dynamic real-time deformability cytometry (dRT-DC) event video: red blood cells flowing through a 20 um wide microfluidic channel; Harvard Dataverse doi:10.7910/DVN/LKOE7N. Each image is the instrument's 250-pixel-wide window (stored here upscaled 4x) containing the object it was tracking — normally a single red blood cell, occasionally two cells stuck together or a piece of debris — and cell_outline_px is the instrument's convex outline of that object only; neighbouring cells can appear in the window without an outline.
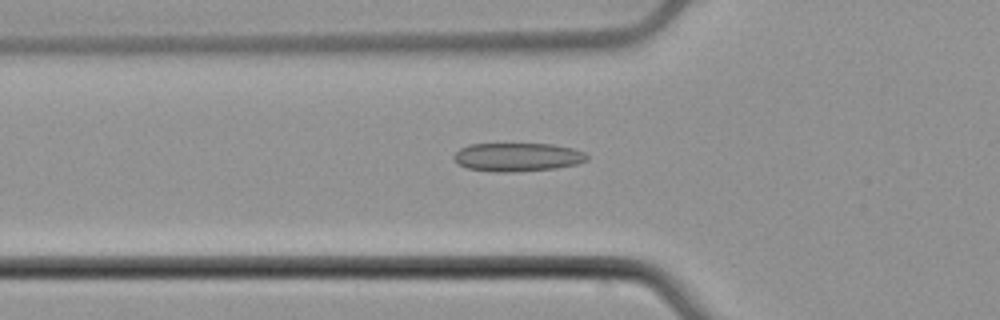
{"species": "common noctule bat (a hibernating species)", "species_latin": "Nyctalus noctula", "temperature_condition": "cold", "stored_images_in_passage": 54, "camera_frame_rate_fps": 3000, "um_per_image_px": 0.085, "animal": {"sex": "male", "body_mass_g": 21.5, "forearm_length_mm": 52.0}, "frame": {"image": 1, "passage_image": 19, "time_ms": 6.0, "image_size_px": [1000, 320], "cell_outline_px": [[588, 160], [580, 164], [556, 168], [512, 172], [496, 172], [468, 168], [460, 164], [452, 156], [460, 148], [468, 144], [552, 144], [572, 148], [584, 152], [588, 156]], "centroid_in_image_um": [44.02, 13.35], "position_along_channel_um": 81.8, "area_um2": 22.14}}
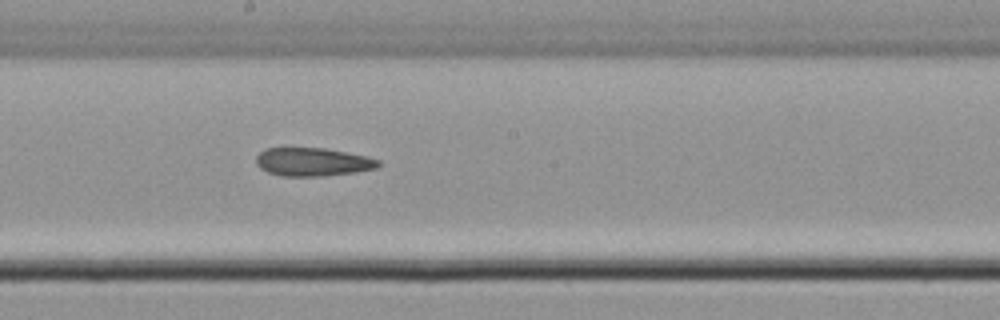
{"frame": {"image": 2, "passage_image": 30, "time_ms": 9.667, "image_size_px": [1000, 320], "cell_outline_px": [[380, 164], [376, 168], [356, 172], [324, 176], [280, 176], [268, 172], [260, 168], [256, 164], [256, 156], [264, 148], [324, 148], [368, 156], [380, 160]], "centroid_in_image_um": [26.58, 13.76], "position_along_channel_um": 221.6, "area_um2": 20.29}}
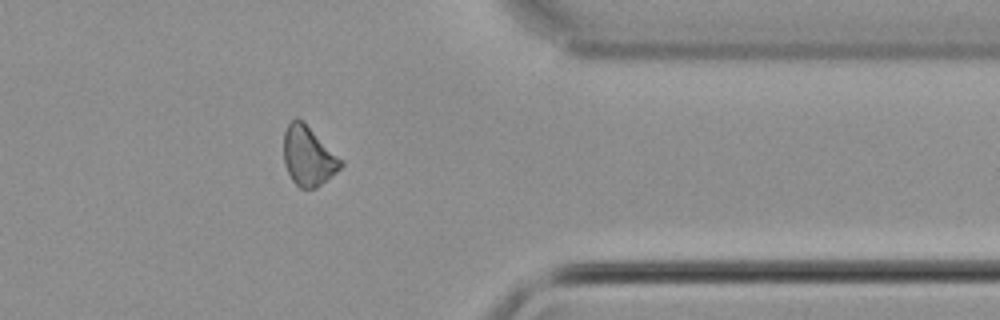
{"frame": {"image": 3, "passage_image": 44, "time_ms": 14.333, "image_size_px": [1000, 320], "cell_outline_px": [[344, 164], [336, 172], [316, 188], [300, 188], [292, 180], [284, 164], [284, 132], [288, 124], [296, 116], [304, 120], [344, 160]], "centroid_in_image_um": [26.22, 13.22], "position_along_channel_um": 385.2, "area_um2": 20.11}}